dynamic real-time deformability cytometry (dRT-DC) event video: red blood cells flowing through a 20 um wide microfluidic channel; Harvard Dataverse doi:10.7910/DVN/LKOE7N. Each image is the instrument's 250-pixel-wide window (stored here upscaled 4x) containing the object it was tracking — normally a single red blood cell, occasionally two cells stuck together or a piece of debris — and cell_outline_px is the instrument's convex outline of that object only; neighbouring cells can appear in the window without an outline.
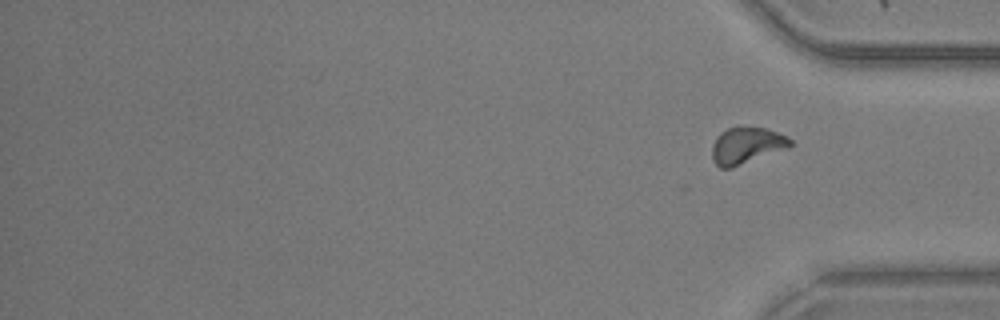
{"species": "common noctule bat (a hibernating species)", "species_latin": "Nyctalus noctula", "temperature_condition": "warm", "stored_images_in_passage": 48, "segment_of_instrument_passage": [2, 2], "camera_frame_rate_fps": 3000, "um_per_image_px": 0.085, "animal": {"sex": "male", "body_mass_g": 20.5, "forearm_length_mm": 52.5}, "frame": {"image": 1, "passage_image": 48, "time_ms": 15.667, "image_size_px": [1000, 320], "cell_outline_px": [[792, 144], [788, 148], [732, 168], [720, 168], [712, 160], [712, 144], [716, 136], [720, 132], [736, 124], [764, 128], [788, 136], [792, 140]], "centroid_in_image_um": [63.43, 12.34], "position_along_channel_um": 371.8, "area_um2": 17.11}}